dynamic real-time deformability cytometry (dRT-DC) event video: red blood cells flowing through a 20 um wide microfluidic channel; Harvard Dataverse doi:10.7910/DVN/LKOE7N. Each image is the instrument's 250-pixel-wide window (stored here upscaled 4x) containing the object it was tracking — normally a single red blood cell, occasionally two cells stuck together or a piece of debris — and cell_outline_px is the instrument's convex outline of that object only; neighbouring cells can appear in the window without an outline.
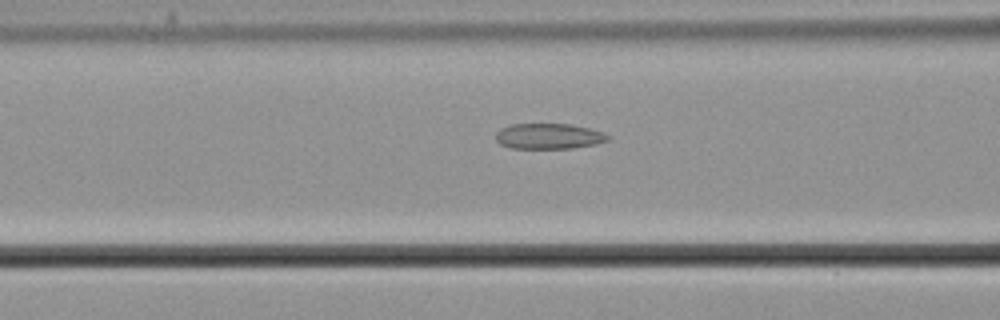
{"species": "common noctule bat (a hibernating species)", "species_latin": "Nyctalus noctula", "temperature_condition": "cold", "stored_images_in_passage": 16, "camera_frame_rate_fps": 3000, "um_per_image_px": 0.085, "animal": {"sex": "male", "body_mass_g": 21.5, "forearm_length_mm": 52.0}, "frame": {"image": 1, "passage_image": 11, "time_ms": 3.333, "image_size_px": [1000, 320], "cell_outline_px": [[612, 136], [608, 140], [596, 144], [572, 148], [512, 148], [500, 144], [496, 140], [496, 132], [500, 128], [512, 124], [572, 124], [604, 132]], "centroid_in_image_um": [46.66, 11.57], "position_along_channel_um": 119.9, "area_um2": 16.76}}
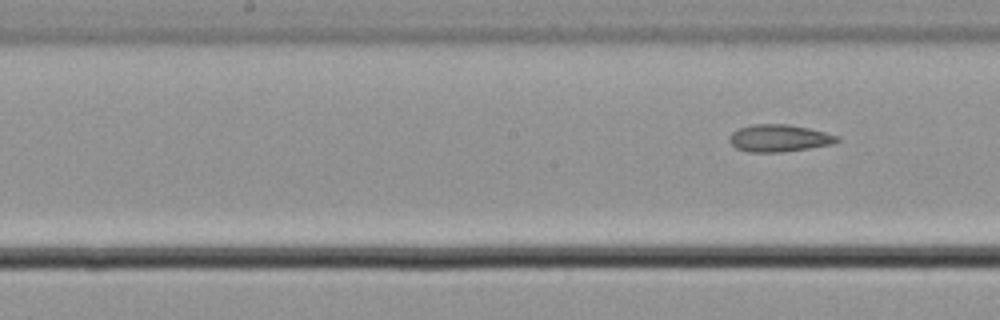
{"frame": {"image": 2, "passage_image": 16, "time_ms": 5.0, "image_size_px": [1000, 320], "cell_outline_px": [[840, 140], [832, 144], [808, 148], [780, 152], [748, 152], [736, 148], [728, 140], [728, 136], [732, 132], [740, 128], [752, 124], [788, 124], [808, 128], [840, 136]], "centroid_in_image_um": [66.2, 11.74], "position_along_channel_um": 182.0, "area_um2": 17.05}}